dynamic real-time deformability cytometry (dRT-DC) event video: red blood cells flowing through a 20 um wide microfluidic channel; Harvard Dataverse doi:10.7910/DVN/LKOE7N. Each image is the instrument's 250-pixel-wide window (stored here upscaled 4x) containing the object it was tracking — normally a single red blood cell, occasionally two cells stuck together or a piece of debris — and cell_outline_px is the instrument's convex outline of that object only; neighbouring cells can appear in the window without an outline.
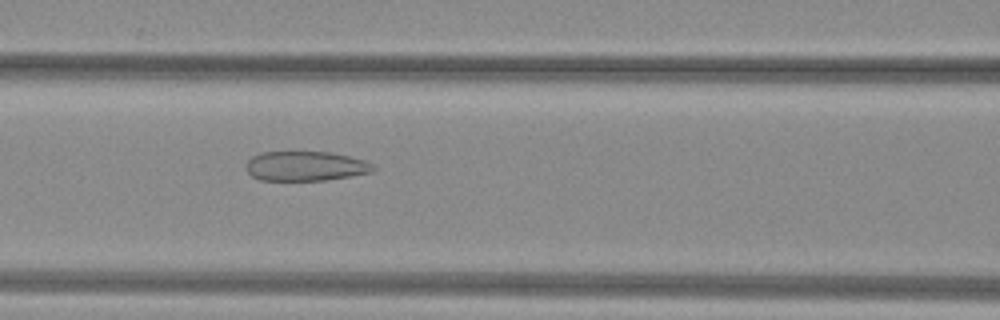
{"species": "common noctule bat (a hibernating species)", "species_latin": "Nyctalus noctula", "temperature_condition": "warm", "stored_images_in_passage": 31, "camera_frame_rate_fps": 3000, "um_per_image_px": 0.085, "animal": {"sex": "female", "body_mass_g": 29.2, "forearm_length_mm": 56.3}, "frame": {"image": 1, "passage_image": 13, "time_ms": 4.0, "image_size_px": [1000, 320], "cell_outline_px": [[376, 168], [372, 172], [324, 180], [260, 180], [252, 176], [244, 168], [244, 164], [252, 156], [260, 152], [328, 152], [348, 156], [364, 160], [372, 164]], "centroid_in_image_um": [25.91, 14.11], "position_along_channel_um": 140.7, "area_um2": 21.91}}
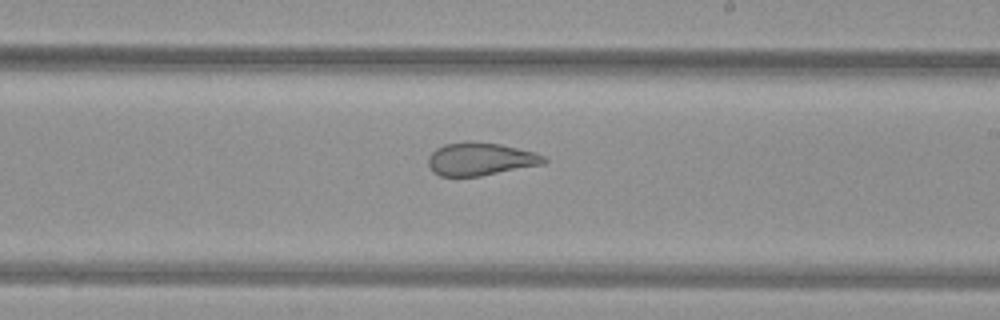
{"frame": {"image": 2, "passage_image": 21, "time_ms": 6.667, "image_size_px": [1000, 320], "cell_outline_px": [[548, 160], [544, 164], [480, 176], [440, 176], [432, 172], [428, 164], [428, 156], [436, 148], [444, 144], [500, 144], [532, 152], [544, 156]], "centroid_in_image_um": [40.82, 13.57], "position_along_channel_um": 248.2, "area_um2": 21.44}}
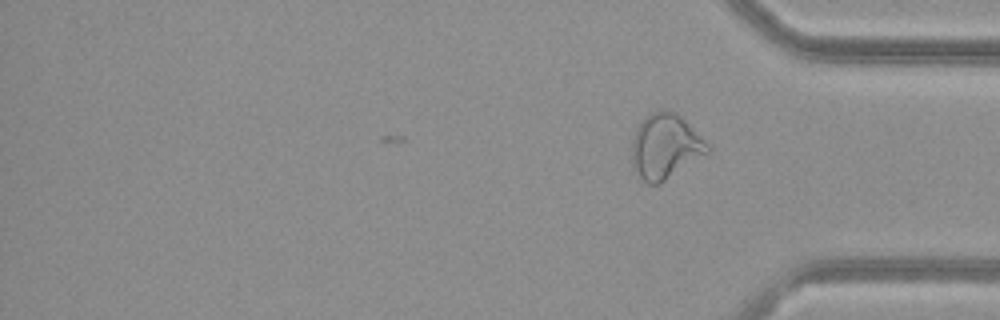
{"frame": {"image": 3, "passage_image": 31, "time_ms": 10.0, "image_size_px": [1000, 320], "cell_outline_px": [[712, 148], [708, 152], [660, 184], [648, 184], [632, 168], [632, 140], [636, 128], [644, 116], [652, 112], [664, 108], [676, 112], [712, 144]], "centroid_in_image_um": [56.57, 12.41], "position_along_channel_um": 378.6, "area_um2": 29.02}, "authors_computed_cell_mechanics": {"area_um2": 23.0622, "velocity_mm_per_s": 4.045, "shape_relaxation_time_tau1_ms": null, "shape_relaxation_time_tau2_ms": 1.3856, "deformation_change_tau1": null, "deformation_change_tau2": 0.0813}}